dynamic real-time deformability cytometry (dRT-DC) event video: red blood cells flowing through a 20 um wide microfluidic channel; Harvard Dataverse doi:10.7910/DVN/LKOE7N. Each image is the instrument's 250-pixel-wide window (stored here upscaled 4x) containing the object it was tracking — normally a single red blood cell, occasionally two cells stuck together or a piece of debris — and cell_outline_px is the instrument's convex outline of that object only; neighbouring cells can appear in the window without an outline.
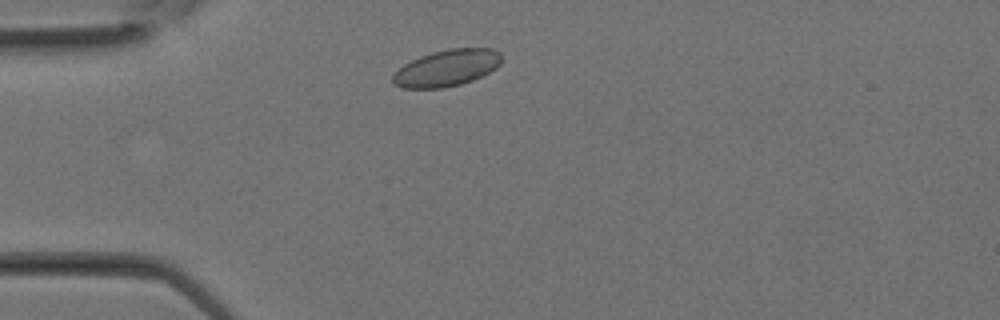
{"species": "Egyptian fruit bat (a non-hibernating species)", "species_latin": "Rousettus aegyptiacus", "temperature_condition": "room temperature", "stored_images_in_passage": 25, "segment_of_instrument_passage": [1, 2], "camera_frame_rate_fps": 3000, "um_per_image_px": 0.085, "animal": {"sex": "female"}, "frame": {"image": 1, "passage_image": 2, "time_ms": 0.333, "image_size_px": [1000, 320], "cell_outline_px": [[500, 64], [496, 68], [472, 80], [460, 84], [444, 88], [404, 88], [392, 84], [392, 76], [404, 64], [412, 60], [432, 52], [448, 48], [492, 48], [500, 52]], "centroid_in_image_um": [37.97, 5.78], "position_along_channel_um": 47.0, "area_um2": 23.0}}
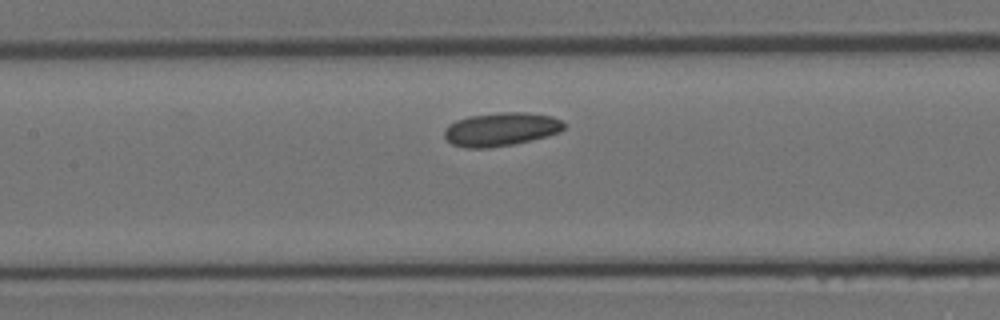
{"frame": {"image": 2, "passage_image": 8, "time_ms": 2.333, "image_size_px": [1000, 320], "cell_outline_px": [[564, 128], [560, 132], [532, 140], [512, 144], [488, 148], [464, 148], [452, 144], [444, 136], [444, 128], [448, 124], [456, 120], [468, 116], [500, 112], [524, 112], [552, 116], [560, 120], [564, 124]], "centroid_in_image_um": [42.55, 10.98], "position_along_channel_um": 164.9, "area_um2": 23.41}}
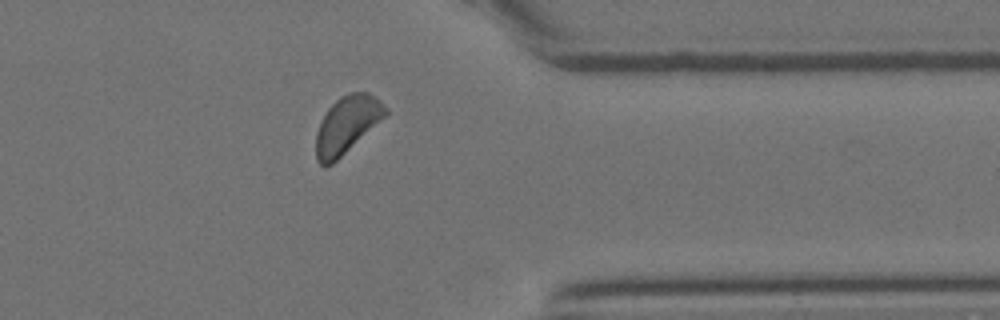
{"frame": {"image": 3, "passage_image": 18, "time_ms": 5.667, "image_size_px": [1000, 320], "cell_outline_px": [[388, 112], [384, 116], [332, 164], [324, 168], [316, 160], [316, 132], [328, 108], [340, 96], [348, 92], [368, 92], [376, 96], [388, 108]], "centroid_in_image_um": [29.47, 10.58], "position_along_channel_um": 381.9, "area_um2": 22.72}}